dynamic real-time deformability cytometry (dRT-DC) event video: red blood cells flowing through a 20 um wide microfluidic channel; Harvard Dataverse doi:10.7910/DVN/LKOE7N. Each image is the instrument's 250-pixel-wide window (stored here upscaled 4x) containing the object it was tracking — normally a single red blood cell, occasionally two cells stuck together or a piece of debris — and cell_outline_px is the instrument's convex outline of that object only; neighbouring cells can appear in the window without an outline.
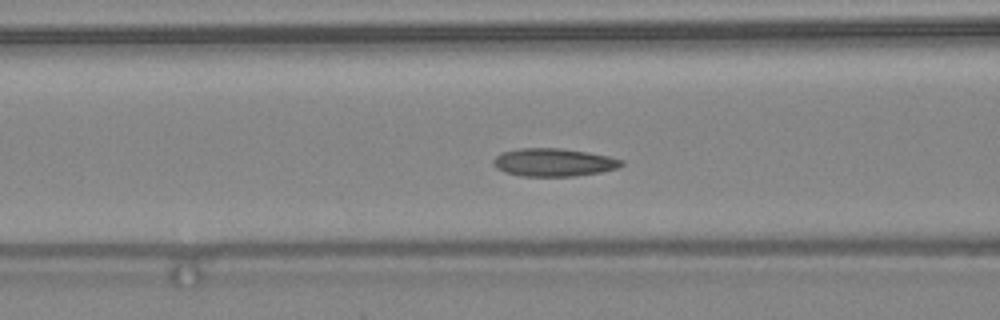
{"species": "common noctule bat (a hibernating species)", "species_latin": "Nyctalus noctula", "temperature_condition": "warm", "stored_images_in_passage": 44, "camera_frame_rate_fps": 3000, "um_per_image_px": 0.085, "animal": {"sex": "female", "body_mass_g": 24.6, "forearm_length_mm": 56.2}, "frame": {"image": 1, "passage_image": 16, "time_ms": 5.0, "image_size_px": [1000, 320], "cell_outline_px": [[624, 164], [616, 168], [600, 172], [576, 176], [520, 176], [504, 172], [496, 168], [492, 164], [492, 160], [500, 152], [520, 148], [560, 148], [588, 152], [608, 156], [624, 160]], "centroid_in_image_um": [47.02, 13.8], "position_along_channel_um": 119.6, "area_um2": 21.04}}
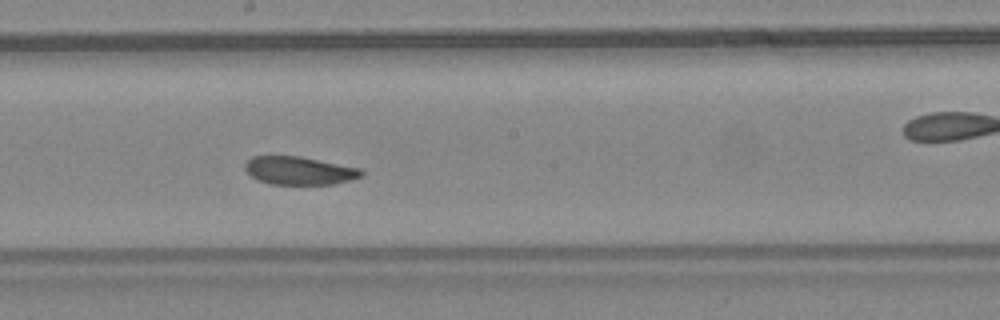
{"frame": {"image": 2, "passage_image": 23, "time_ms": 7.333, "image_size_px": [1000, 320], "cell_outline_px": [[364, 176], [352, 180], [332, 184], [268, 184], [256, 180], [244, 168], [244, 164], [252, 156], [300, 156], [360, 168], [364, 172]], "centroid_in_image_um": [25.45, 14.51], "position_along_channel_um": 222.8, "area_um2": 19.19}}
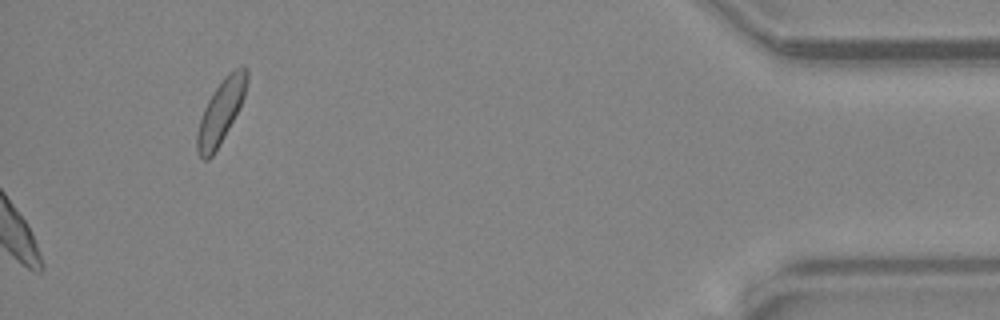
{"frame": {"image": 3, "passage_image": 44, "time_ms": 14.333, "image_size_px": [1000, 320], "cell_outline_px": [[248, 80], [244, 96], [220, 144], [212, 156], [208, 160], [204, 160], [196, 152], [196, 136], [200, 120], [204, 108], [212, 92], [228, 72], [244, 64], [248, 68]], "centroid_in_image_um": [18.76, 9.46], "position_along_channel_um": 416.4, "area_um2": 18.21}, "authors_computed_cell_mechanics": {"area_um2": 20.1722, "velocity_mm_per_s": 4.4259, "shape_relaxation_time_tau1_ms": 2.5637, "shape_relaxation_time_tau2_ms": 2.0947, "deformation_change_tau1": 0.1112, "deformation_change_tau2": 0.0882}}